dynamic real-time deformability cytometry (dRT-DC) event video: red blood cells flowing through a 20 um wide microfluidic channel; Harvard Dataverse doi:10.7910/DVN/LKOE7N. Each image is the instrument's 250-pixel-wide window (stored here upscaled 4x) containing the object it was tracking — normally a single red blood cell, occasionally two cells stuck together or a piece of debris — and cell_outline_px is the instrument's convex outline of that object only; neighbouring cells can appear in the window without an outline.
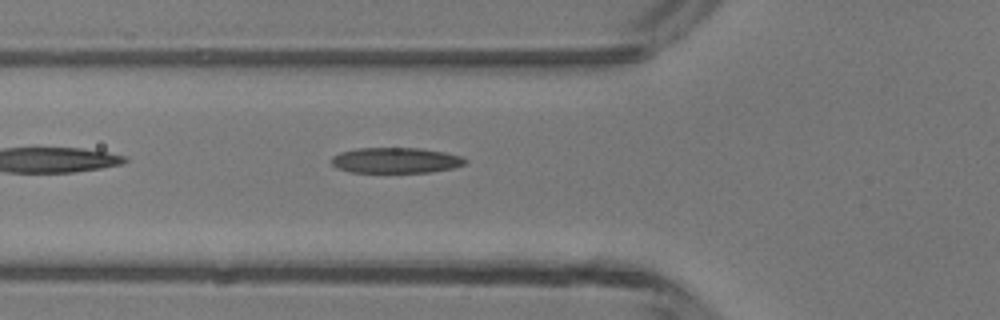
{"species": "common noctule bat (a hibernating species)", "species_latin": "Nyctalus noctula", "temperature_condition": "room temperature", "stored_images_in_passage": 3, "camera_frame_rate_fps": 3000, "um_per_image_px": 0.085, "animal": {"sex": "male", "body_mass_g": 13.3}, "frame": {"image": 1, "passage_image": 3, "time_ms": 2.333, "image_size_px": [1000, 320], "cell_outline_px": [[468, 160], [464, 164], [452, 168], [432, 172], [352, 172], [336, 168], [332, 164], [332, 156], [340, 152], [356, 148], [420, 148], [444, 152], [464, 156]], "centroid_in_image_um": [33.65, 13.62], "position_along_channel_um": 92.1, "area_um2": 20.0}}